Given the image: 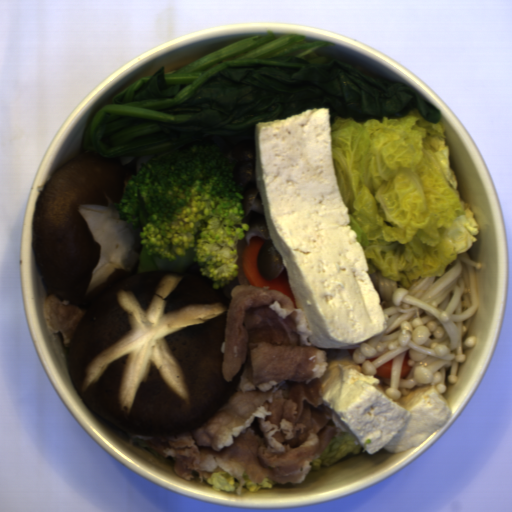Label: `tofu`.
<instances>
[{
  "label": "tofu",
  "mask_w": 512,
  "mask_h": 512,
  "mask_svg": "<svg viewBox=\"0 0 512 512\" xmlns=\"http://www.w3.org/2000/svg\"><path fill=\"white\" fill-rule=\"evenodd\" d=\"M332 144L330 108L255 123V177L311 344L354 349L383 333L389 317L341 195Z\"/></svg>",
  "instance_id": "5b9d583a"
},
{
  "label": "tofu",
  "mask_w": 512,
  "mask_h": 512,
  "mask_svg": "<svg viewBox=\"0 0 512 512\" xmlns=\"http://www.w3.org/2000/svg\"><path fill=\"white\" fill-rule=\"evenodd\" d=\"M321 378L323 404L331 411L326 425L340 427L367 452L391 453L417 447L443 427L452 412L437 383L418 385L411 394L393 399L382 382L368 376L349 351L326 354Z\"/></svg>",
  "instance_id": "ead7c124"
}]
</instances>
